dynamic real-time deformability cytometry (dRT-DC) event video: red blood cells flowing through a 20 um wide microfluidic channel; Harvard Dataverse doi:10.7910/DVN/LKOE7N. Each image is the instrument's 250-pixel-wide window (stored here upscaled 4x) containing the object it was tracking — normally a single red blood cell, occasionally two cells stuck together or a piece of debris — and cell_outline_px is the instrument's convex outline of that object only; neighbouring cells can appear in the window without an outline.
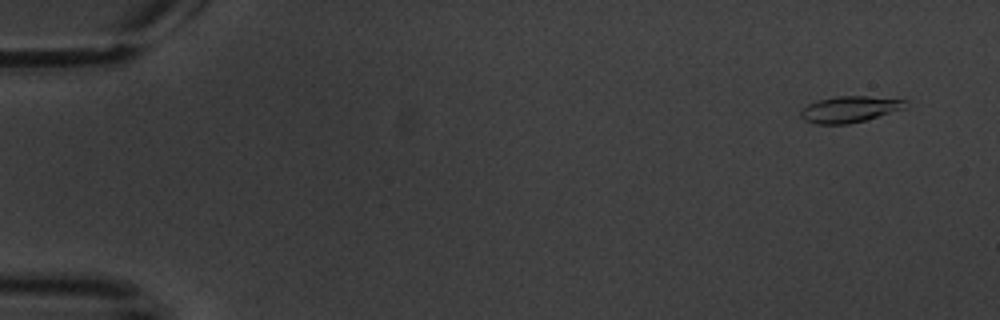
{"species": "common noctule bat (a hibernating species)", "species_latin": "Nyctalus noctula", "temperature_condition": "warm", "stored_images_in_passage": 6, "camera_frame_rate_fps": 3000, "um_per_image_px": 0.085, "animal": {"sex": "male", "body_mass_g": 20.1, "forearm_length_mm": 53.5}, "frame": {"image": 1, "passage_image": 2, "time_ms": 1.0, "image_size_px": [1000, 320], "cell_outline_px": [[908, 100], [904, 108], [864, 120], [848, 124], [816, 124], [804, 120], [800, 116], [800, 112], [808, 104], [816, 100], [836, 96], [868, 96]], "centroid_in_image_um": [72.18, 9.28], "position_along_channel_um": 12.8, "area_um2": 15.9}}